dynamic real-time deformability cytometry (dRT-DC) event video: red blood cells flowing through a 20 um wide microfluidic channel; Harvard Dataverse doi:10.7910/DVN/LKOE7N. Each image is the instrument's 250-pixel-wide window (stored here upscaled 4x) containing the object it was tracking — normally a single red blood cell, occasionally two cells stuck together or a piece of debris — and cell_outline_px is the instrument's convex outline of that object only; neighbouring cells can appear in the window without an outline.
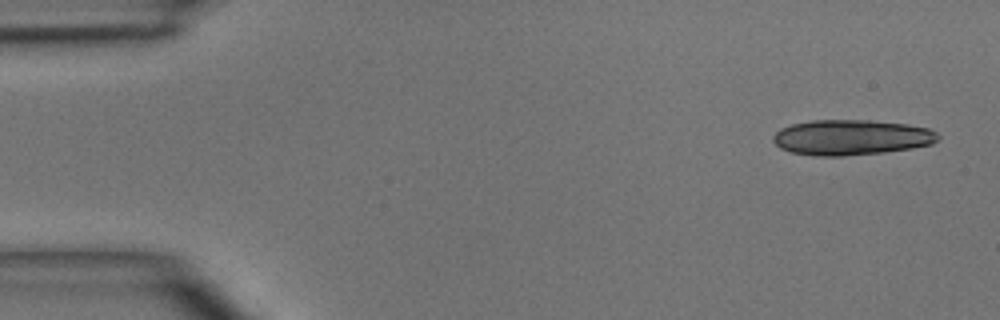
{"species": "common noctule bat (a hibernating species)", "species_latin": "Nyctalus noctula", "temperature_condition": "room temperature", "stored_images_in_passage": 4, "camera_frame_rate_fps": 3000, "um_per_image_px": 0.085, "animal": {"sex": "male", "body_mass_g": 15.6}, "frame": {"image": 1, "passage_image": 1, "time_ms": 0.0, "image_size_px": [1000, 320], "cell_outline_px": [[940, 136], [932, 144], [912, 148], [884, 152], [840, 156], [816, 156], [792, 152], [780, 148], [772, 140], [772, 136], [780, 128], [792, 124], [812, 120], [868, 120], [908, 124], [928, 128], [936, 132]], "centroid_in_image_um": [72.35, 11.67], "position_along_channel_um": 12.7, "area_um2": 33.99}}